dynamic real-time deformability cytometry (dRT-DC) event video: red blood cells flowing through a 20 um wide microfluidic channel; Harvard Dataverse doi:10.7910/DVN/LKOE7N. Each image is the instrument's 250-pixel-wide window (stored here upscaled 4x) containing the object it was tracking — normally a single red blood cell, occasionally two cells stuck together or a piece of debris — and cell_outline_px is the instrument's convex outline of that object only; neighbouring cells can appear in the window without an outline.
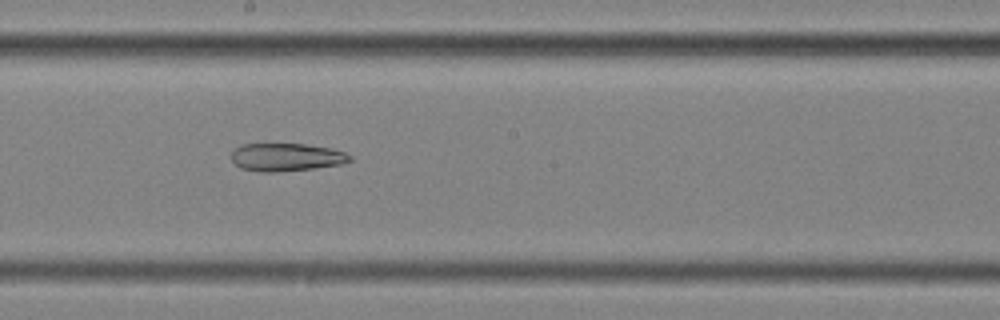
{"species": "common noctule bat (a hibernating species)", "species_latin": "Nyctalus noctula", "temperature_condition": "cold", "stored_images_in_passage": 55, "camera_frame_rate_fps": 3000, "um_per_image_px": 0.085, "animal": {"sex": "female", "body_mass_g": 25.1}, "frame": {"image": 1, "passage_image": 32, "time_ms": 10.333, "image_size_px": [1000, 320], "cell_outline_px": [[352, 160], [340, 164], [312, 168], [276, 172], [260, 172], [240, 168], [232, 160], [232, 152], [240, 144], [304, 144], [332, 148], [344, 152], [352, 156]], "centroid_in_image_um": [24.33, 13.35], "position_along_channel_um": 223.9, "area_um2": 19.19}}